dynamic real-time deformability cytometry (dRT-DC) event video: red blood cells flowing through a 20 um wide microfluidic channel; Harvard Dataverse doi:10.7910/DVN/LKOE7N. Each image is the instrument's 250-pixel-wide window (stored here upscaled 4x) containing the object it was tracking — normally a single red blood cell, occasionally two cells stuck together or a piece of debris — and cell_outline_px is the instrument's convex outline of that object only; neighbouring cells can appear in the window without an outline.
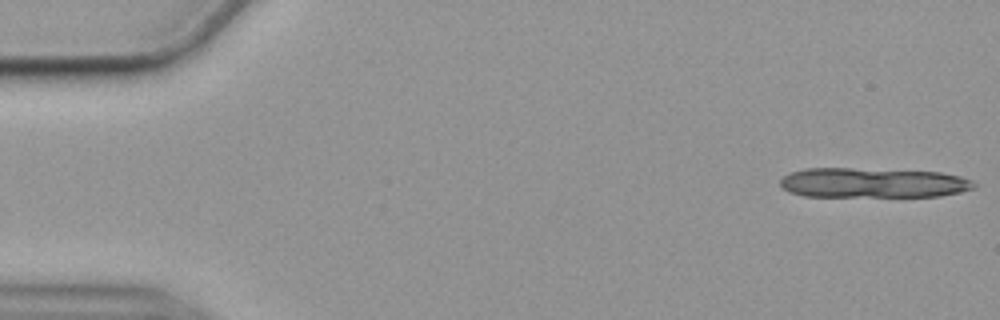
{"species": "common noctule bat (a hibernating species)", "species_latin": "Nyctalus noctula", "temperature_condition": "cold", "stored_images_in_passage": 11, "camera_frame_rate_fps": 3000, "um_per_image_px": 0.085, "animal": {"sex": "female", "body_mass_g": 19.9}, "frame": {"image": 1, "passage_image": 1, "time_ms": 0.0, "image_size_px": [1000, 320], "cell_outline_px": [[976, 188], [960, 192], [940, 196], [804, 196], [788, 192], [780, 184], [780, 180], [784, 176], [792, 172], [804, 168], [852, 168], [940, 172], [960, 176], [972, 180], [976, 184]], "centroid_in_image_um": [74.21, 15.54], "position_along_channel_um": 10.8, "area_um2": 33.76}}